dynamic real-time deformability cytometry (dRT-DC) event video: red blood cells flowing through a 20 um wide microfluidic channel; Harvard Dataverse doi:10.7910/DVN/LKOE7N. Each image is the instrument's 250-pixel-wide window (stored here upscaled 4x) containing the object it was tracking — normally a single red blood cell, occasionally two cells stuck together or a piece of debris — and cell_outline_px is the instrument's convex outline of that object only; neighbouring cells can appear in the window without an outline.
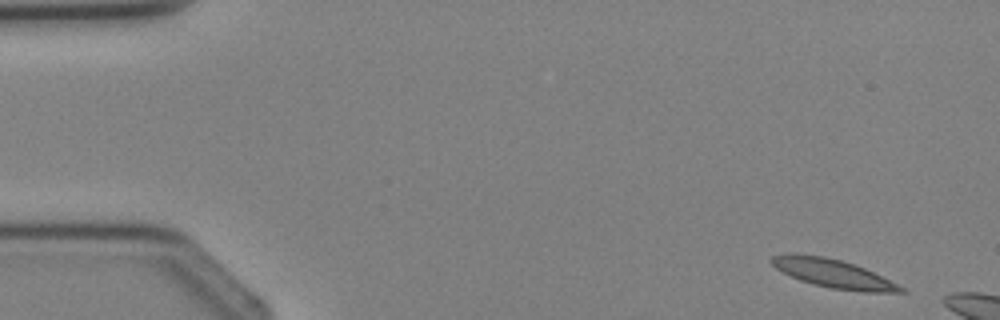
{"species": "Egyptian fruit bat (a non-hibernating species)", "species_latin": "Rousettus aegyptiacus", "temperature_condition": "cold", "stored_images_in_passage": 4, "camera_frame_rate_fps": 3000, "um_per_image_px": 0.085, "animal": {"sex": "female"}, "frame": {"image": 1, "passage_image": 1, "time_ms": 0.0, "image_size_px": [1000, 320], "cell_outline_px": [[908, 292], [864, 292], [832, 288], [800, 280], [776, 268], [768, 260], [772, 256], [792, 252], [824, 256], [840, 260], [864, 268], [904, 288]], "centroid_in_image_um": [70.76, 23.22], "position_along_channel_um": 14.2, "area_um2": 21.1}}
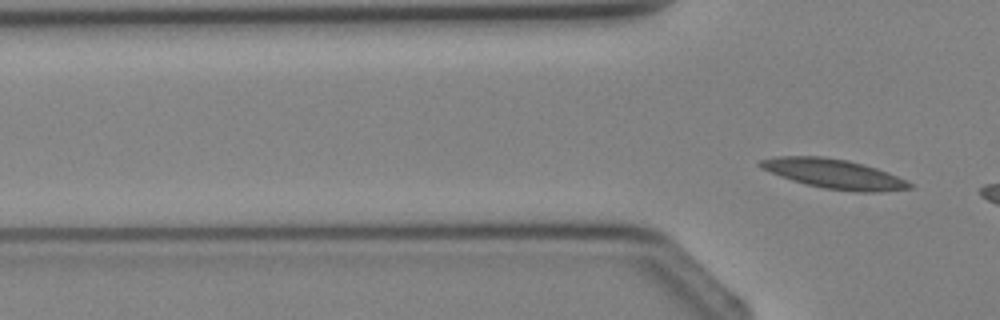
{"frame": {"image": 2, "passage_image": 4, "time_ms": 4.667, "image_size_px": [1000, 320], "cell_outline_px": [[912, 188], [876, 192], [856, 192], [824, 188], [804, 184], [792, 180], [760, 168], [756, 164], [760, 160], [776, 156], [824, 156], [848, 160], [864, 164], [888, 172], [912, 184]], "centroid_in_image_um": [70.84, 14.76], "position_along_channel_um": 55.0, "area_um2": 25.61}}